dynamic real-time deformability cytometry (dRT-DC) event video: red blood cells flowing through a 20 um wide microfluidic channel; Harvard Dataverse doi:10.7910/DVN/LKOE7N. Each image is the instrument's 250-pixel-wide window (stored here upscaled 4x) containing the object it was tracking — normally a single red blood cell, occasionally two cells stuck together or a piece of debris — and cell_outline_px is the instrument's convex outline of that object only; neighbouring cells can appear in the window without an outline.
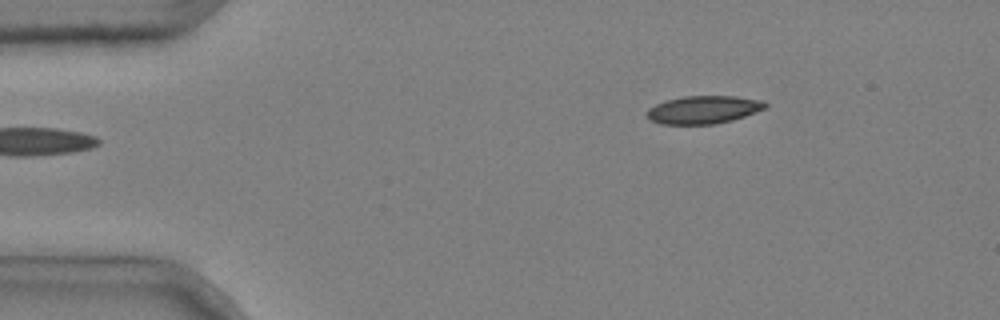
{"species": "common noctule bat (a hibernating species)", "species_latin": "Nyctalus noctula", "temperature_condition": "cold", "stored_images_in_passage": 5, "camera_frame_rate_fps": 3000, "um_per_image_px": 0.085, "animal": {"sex": "male", "body_mass_g": 20.4}, "frame": {"image": 1, "passage_image": 5, "time_ms": 1.333, "image_size_px": [1000, 320], "cell_outline_px": [[768, 104], [764, 108], [744, 116], [732, 120], [716, 124], [660, 124], [648, 120], [648, 108], [656, 104], [668, 100], [684, 96], [736, 96], [764, 100]], "centroid_in_image_um": [59.8, 9.32], "position_along_channel_um": 25.2, "area_um2": 19.19}}